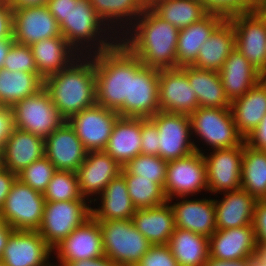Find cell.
<instances>
[{
    "label": "cell",
    "mask_w": 266,
    "mask_h": 266,
    "mask_svg": "<svg viewBox=\"0 0 266 266\" xmlns=\"http://www.w3.org/2000/svg\"><path fill=\"white\" fill-rule=\"evenodd\" d=\"M14 39H2L0 40V69L3 68L4 60L10 50V47L14 43Z\"/></svg>",
    "instance_id": "58"
},
{
    "label": "cell",
    "mask_w": 266,
    "mask_h": 266,
    "mask_svg": "<svg viewBox=\"0 0 266 266\" xmlns=\"http://www.w3.org/2000/svg\"><path fill=\"white\" fill-rule=\"evenodd\" d=\"M62 36L60 26L48 7H28L13 10V39L31 46L39 40Z\"/></svg>",
    "instance_id": "19"
},
{
    "label": "cell",
    "mask_w": 266,
    "mask_h": 266,
    "mask_svg": "<svg viewBox=\"0 0 266 266\" xmlns=\"http://www.w3.org/2000/svg\"><path fill=\"white\" fill-rule=\"evenodd\" d=\"M235 48L232 23L223 20L201 45L197 59L192 65L199 69L219 71Z\"/></svg>",
    "instance_id": "31"
},
{
    "label": "cell",
    "mask_w": 266,
    "mask_h": 266,
    "mask_svg": "<svg viewBox=\"0 0 266 266\" xmlns=\"http://www.w3.org/2000/svg\"><path fill=\"white\" fill-rule=\"evenodd\" d=\"M241 189L256 200H266V151L251 148L243 141Z\"/></svg>",
    "instance_id": "37"
},
{
    "label": "cell",
    "mask_w": 266,
    "mask_h": 266,
    "mask_svg": "<svg viewBox=\"0 0 266 266\" xmlns=\"http://www.w3.org/2000/svg\"><path fill=\"white\" fill-rule=\"evenodd\" d=\"M63 266H120L106 256L97 259L66 262Z\"/></svg>",
    "instance_id": "54"
},
{
    "label": "cell",
    "mask_w": 266,
    "mask_h": 266,
    "mask_svg": "<svg viewBox=\"0 0 266 266\" xmlns=\"http://www.w3.org/2000/svg\"><path fill=\"white\" fill-rule=\"evenodd\" d=\"M160 0H140L141 4L145 9L152 8Z\"/></svg>",
    "instance_id": "62"
},
{
    "label": "cell",
    "mask_w": 266,
    "mask_h": 266,
    "mask_svg": "<svg viewBox=\"0 0 266 266\" xmlns=\"http://www.w3.org/2000/svg\"><path fill=\"white\" fill-rule=\"evenodd\" d=\"M256 9L266 20V0H256Z\"/></svg>",
    "instance_id": "60"
},
{
    "label": "cell",
    "mask_w": 266,
    "mask_h": 266,
    "mask_svg": "<svg viewBox=\"0 0 266 266\" xmlns=\"http://www.w3.org/2000/svg\"><path fill=\"white\" fill-rule=\"evenodd\" d=\"M45 198L18 178L13 182L0 215L13 230H35L40 227Z\"/></svg>",
    "instance_id": "8"
},
{
    "label": "cell",
    "mask_w": 266,
    "mask_h": 266,
    "mask_svg": "<svg viewBox=\"0 0 266 266\" xmlns=\"http://www.w3.org/2000/svg\"><path fill=\"white\" fill-rule=\"evenodd\" d=\"M222 201L214 200L217 230L252 225L256 199L245 190L227 192Z\"/></svg>",
    "instance_id": "29"
},
{
    "label": "cell",
    "mask_w": 266,
    "mask_h": 266,
    "mask_svg": "<svg viewBox=\"0 0 266 266\" xmlns=\"http://www.w3.org/2000/svg\"><path fill=\"white\" fill-rule=\"evenodd\" d=\"M81 54L76 63L43 79V88L66 121L96 104L94 57H86L83 62Z\"/></svg>",
    "instance_id": "2"
},
{
    "label": "cell",
    "mask_w": 266,
    "mask_h": 266,
    "mask_svg": "<svg viewBox=\"0 0 266 266\" xmlns=\"http://www.w3.org/2000/svg\"><path fill=\"white\" fill-rule=\"evenodd\" d=\"M191 129L212 149L239 146L244 138L237 131L231 108L198 107L191 115Z\"/></svg>",
    "instance_id": "10"
},
{
    "label": "cell",
    "mask_w": 266,
    "mask_h": 266,
    "mask_svg": "<svg viewBox=\"0 0 266 266\" xmlns=\"http://www.w3.org/2000/svg\"><path fill=\"white\" fill-rule=\"evenodd\" d=\"M223 20L218 15L207 14L200 21L179 30L176 49L178 67L192 65L196 61L201 45Z\"/></svg>",
    "instance_id": "33"
},
{
    "label": "cell",
    "mask_w": 266,
    "mask_h": 266,
    "mask_svg": "<svg viewBox=\"0 0 266 266\" xmlns=\"http://www.w3.org/2000/svg\"><path fill=\"white\" fill-rule=\"evenodd\" d=\"M166 203L150 208L137 209L132 217L136 229L152 244H168L175 230L172 207Z\"/></svg>",
    "instance_id": "27"
},
{
    "label": "cell",
    "mask_w": 266,
    "mask_h": 266,
    "mask_svg": "<svg viewBox=\"0 0 266 266\" xmlns=\"http://www.w3.org/2000/svg\"><path fill=\"white\" fill-rule=\"evenodd\" d=\"M237 131L245 139L266 115V81L262 79L230 103Z\"/></svg>",
    "instance_id": "26"
},
{
    "label": "cell",
    "mask_w": 266,
    "mask_h": 266,
    "mask_svg": "<svg viewBox=\"0 0 266 266\" xmlns=\"http://www.w3.org/2000/svg\"><path fill=\"white\" fill-rule=\"evenodd\" d=\"M14 128L12 109L0 104V150Z\"/></svg>",
    "instance_id": "50"
},
{
    "label": "cell",
    "mask_w": 266,
    "mask_h": 266,
    "mask_svg": "<svg viewBox=\"0 0 266 266\" xmlns=\"http://www.w3.org/2000/svg\"><path fill=\"white\" fill-rule=\"evenodd\" d=\"M14 127L47 138L66 120L51 101L44 88L17 102L12 108Z\"/></svg>",
    "instance_id": "6"
},
{
    "label": "cell",
    "mask_w": 266,
    "mask_h": 266,
    "mask_svg": "<svg viewBox=\"0 0 266 266\" xmlns=\"http://www.w3.org/2000/svg\"><path fill=\"white\" fill-rule=\"evenodd\" d=\"M91 217L86 200L46 201L38 233L53 248Z\"/></svg>",
    "instance_id": "9"
},
{
    "label": "cell",
    "mask_w": 266,
    "mask_h": 266,
    "mask_svg": "<svg viewBox=\"0 0 266 266\" xmlns=\"http://www.w3.org/2000/svg\"><path fill=\"white\" fill-rule=\"evenodd\" d=\"M208 14L228 20L238 14L251 13L256 9V0H200Z\"/></svg>",
    "instance_id": "44"
},
{
    "label": "cell",
    "mask_w": 266,
    "mask_h": 266,
    "mask_svg": "<svg viewBox=\"0 0 266 266\" xmlns=\"http://www.w3.org/2000/svg\"><path fill=\"white\" fill-rule=\"evenodd\" d=\"M244 140L251 148L266 151V115Z\"/></svg>",
    "instance_id": "52"
},
{
    "label": "cell",
    "mask_w": 266,
    "mask_h": 266,
    "mask_svg": "<svg viewBox=\"0 0 266 266\" xmlns=\"http://www.w3.org/2000/svg\"><path fill=\"white\" fill-rule=\"evenodd\" d=\"M3 68L10 71L38 72L30 46L14 42L4 60Z\"/></svg>",
    "instance_id": "45"
},
{
    "label": "cell",
    "mask_w": 266,
    "mask_h": 266,
    "mask_svg": "<svg viewBox=\"0 0 266 266\" xmlns=\"http://www.w3.org/2000/svg\"><path fill=\"white\" fill-rule=\"evenodd\" d=\"M204 155L208 191L225 193L241 189L243 142L236 147L215 149Z\"/></svg>",
    "instance_id": "16"
},
{
    "label": "cell",
    "mask_w": 266,
    "mask_h": 266,
    "mask_svg": "<svg viewBox=\"0 0 266 266\" xmlns=\"http://www.w3.org/2000/svg\"><path fill=\"white\" fill-rule=\"evenodd\" d=\"M159 69L147 67L130 51L129 99L117 111L121 117L150 118L160 111Z\"/></svg>",
    "instance_id": "5"
},
{
    "label": "cell",
    "mask_w": 266,
    "mask_h": 266,
    "mask_svg": "<svg viewBox=\"0 0 266 266\" xmlns=\"http://www.w3.org/2000/svg\"><path fill=\"white\" fill-rule=\"evenodd\" d=\"M52 248L35 230H13L0 262L4 266H45Z\"/></svg>",
    "instance_id": "18"
},
{
    "label": "cell",
    "mask_w": 266,
    "mask_h": 266,
    "mask_svg": "<svg viewBox=\"0 0 266 266\" xmlns=\"http://www.w3.org/2000/svg\"><path fill=\"white\" fill-rule=\"evenodd\" d=\"M95 12L100 16L104 22L110 21L112 24L119 19L126 21L136 19L146 10L141 4L140 0H89ZM129 16V17H128ZM132 18H131V17ZM127 17V18H126ZM123 18V19H122ZM114 19H116L114 21ZM118 19V20H117ZM129 19V20H128ZM108 20V21H107Z\"/></svg>",
    "instance_id": "40"
},
{
    "label": "cell",
    "mask_w": 266,
    "mask_h": 266,
    "mask_svg": "<svg viewBox=\"0 0 266 266\" xmlns=\"http://www.w3.org/2000/svg\"><path fill=\"white\" fill-rule=\"evenodd\" d=\"M172 207L175 227L209 238L217 230L214 200H183Z\"/></svg>",
    "instance_id": "25"
},
{
    "label": "cell",
    "mask_w": 266,
    "mask_h": 266,
    "mask_svg": "<svg viewBox=\"0 0 266 266\" xmlns=\"http://www.w3.org/2000/svg\"><path fill=\"white\" fill-rule=\"evenodd\" d=\"M160 111L191 115L198 107L195 89L187 77V66L159 69Z\"/></svg>",
    "instance_id": "15"
},
{
    "label": "cell",
    "mask_w": 266,
    "mask_h": 266,
    "mask_svg": "<svg viewBox=\"0 0 266 266\" xmlns=\"http://www.w3.org/2000/svg\"><path fill=\"white\" fill-rule=\"evenodd\" d=\"M30 48L38 74L43 79L66 69L73 62H76L74 61L76 59L75 55L79 57L63 36L39 40L32 44Z\"/></svg>",
    "instance_id": "30"
},
{
    "label": "cell",
    "mask_w": 266,
    "mask_h": 266,
    "mask_svg": "<svg viewBox=\"0 0 266 266\" xmlns=\"http://www.w3.org/2000/svg\"><path fill=\"white\" fill-rule=\"evenodd\" d=\"M92 56L96 75V104L118 111L125 99H129L130 50L119 42Z\"/></svg>",
    "instance_id": "3"
},
{
    "label": "cell",
    "mask_w": 266,
    "mask_h": 266,
    "mask_svg": "<svg viewBox=\"0 0 266 266\" xmlns=\"http://www.w3.org/2000/svg\"><path fill=\"white\" fill-rule=\"evenodd\" d=\"M55 172L56 168L52 162L46 156H43L19 172L17 178L35 191L43 194Z\"/></svg>",
    "instance_id": "43"
},
{
    "label": "cell",
    "mask_w": 266,
    "mask_h": 266,
    "mask_svg": "<svg viewBox=\"0 0 266 266\" xmlns=\"http://www.w3.org/2000/svg\"><path fill=\"white\" fill-rule=\"evenodd\" d=\"M119 117L117 111L95 104L74 114L67 122L88 152L104 151Z\"/></svg>",
    "instance_id": "14"
},
{
    "label": "cell",
    "mask_w": 266,
    "mask_h": 266,
    "mask_svg": "<svg viewBox=\"0 0 266 266\" xmlns=\"http://www.w3.org/2000/svg\"><path fill=\"white\" fill-rule=\"evenodd\" d=\"M101 207L91 208V216L97 221L129 220L137 210L129 196L124 176L120 173L100 193Z\"/></svg>",
    "instance_id": "32"
},
{
    "label": "cell",
    "mask_w": 266,
    "mask_h": 266,
    "mask_svg": "<svg viewBox=\"0 0 266 266\" xmlns=\"http://www.w3.org/2000/svg\"><path fill=\"white\" fill-rule=\"evenodd\" d=\"M159 133L150 118H141V154L159 156Z\"/></svg>",
    "instance_id": "47"
},
{
    "label": "cell",
    "mask_w": 266,
    "mask_h": 266,
    "mask_svg": "<svg viewBox=\"0 0 266 266\" xmlns=\"http://www.w3.org/2000/svg\"><path fill=\"white\" fill-rule=\"evenodd\" d=\"M256 236L252 225L216 230L209 237V257L237 260L255 254Z\"/></svg>",
    "instance_id": "22"
},
{
    "label": "cell",
    "mask_w": 266,
    "mask_h": 266,
    "mask_svg": "<svg viewBox=\"0 0 266 266\" xmlns=\"http://www.w3.org/2000/svg\"><path fill=\"white\" fill-rule=\"evenodd\" d=\"M204 153L194 151L192 154L168 161L164 193L168 201L179 196L183 199L187 195L201 190L208 191L206 165Z\"/></svg>",
    "instance_id": "12"
},
{
    "label": "cell",
    "mask_w": 266,
    "mask_h": 266,
    "mask_svg": "<svg viewBox=\"0 0 266 266\" xmlns=\"http://www.w3.org/2000/svg\"><path fill=\"white\" fill-rule=\"evenodd\" d=\"M121 170L122 166L105 151L87 152L85 161L76 171L81 196L87 198L102 193Z\"/></svg>",
    "instance_id": "21"
},
{
    "label": "cell",
    "mask_w": 266,
    "mask_h": 266,
    "mask_svg": "<svg viewBox=\"0 0 266 266\" xmlns=\"http://www.w3.org/2000/svg\"><path fill=\"white\" fill-rule=\"evenodd\" d=\"M43 88L38 72L0 69V104L12 108L17 102L36 94Z\"/></svg>",
    "instance_id": "36"
},
{
    "label": "cell",
    "mask_w": 266,
    "mask_h": 266,
    "mask_svg": "<svg viewBox=\"0 0 266 266\" xmlns=\"http://www.w3.org/2000/svg\"><path fill=\"white\" fill-rule=\"evenodd\" d=\"M122 167L141 154V118L119 117L104 150Z\"/></svg>",
    "instance_id": "28"
},
{
    "label": "cell",
    "mask_w": 266,
    "mask_h": 266,
    "mask_svg": "<svg viewBox=\"0 0 266 266\" xmlns=\"http://www.w3.org/2000/svg\"><path fill=\"white\" fill-rule=\"evenodd\" d=\"M135 266H179L168 244L151 245Z\"/></svg>",
    "instance_id": "46"
},
{
    "label": "cell",
    "mask_w": 266,
    "mask_h": 266,
    "mask_svg": "<svg viewBox=\"0 0 266 266\" xmlns=\"http://www.w3.org/2000/svg\"><path fill=\"white\" fill-rule=\"evenodd\" d=\"M48 0H8L13 10L47 5Z\"/></svg>",
    "instance_id": "55"
},
{
    "label": "cell",
    "mask_w": 266,
    "mask_h": 266,
    "mask_svg": "<svg viewBox=\"0 0 266 266\" xmlns=\"http://www.w3.org/2000/svg\"><path fill=\"white\" fill-rule=\"evenodd\" d=\"M76 3L77 0H48L46 6L60 25Z\"/></svg>",
    "instance_id": "51"
},
{
    "label": "cell",
    "mask_w": 266,
    "mask_h": 266,
    "mask_svg": "<svg viewBox=\"0 0 266 266\" xmlns=\"http://www.w3.org/2000/svg\"><path fill=\"white\" fill-rule=\"evenodd\" d=\"M218 72L221 77L224 93L230 103L242 97L263 79V74L236 48L227 57L223 67Z\"/></svg>",
    "instance_id": "24"
},
{
    "label": "cell",
    "mask_w": 266,
    "mask_h": 266,
    "mask_svg": "<svg viewBox=\"0 0 266 266\" xmlns=\"http://www.w3.org/2000/svg\"><path fill=\"white\" fill-rule=\"evenodd\" d=\"M168 161L160 156L140 154L131 159L123 168L139 178L149 179L164 188Z\"/></svg>",
    "instance_id": "42"
},
{
    "label": "cell",
    "mask_w": 266,
    "mask_h": 266,
    "mask_svg": "<svg viewBox=\"0 0 266 266\" xmlns=\"http://www.w3.org/2000/svg\"><path fill=\"white\" fill-rule=\"evenodd\" d=\"M44 149L43 138L14 127L0 150L3 168L17 175L31 163L45 156Z\"/></svg>",
    "instance_id": "23"
},
{
    "label": "cell",
    "mask_w": 266,
    "mask_h": 266,
    "mask_svg": "<svg viewBox=\"0 0 266 266\" xmlns=\"http://www.w3.org/2000/svg\"><path fill=\"white\" fill-rule=\"evenodd\" d=\"M188 81L195 89L199 107L230 108L218 71L187 66Z\"/></svg>",
    "instance_id": "34"
},
{
    "label": "cell",
    "mask_w": 266,
    "mask_h": 266,
    "mask_svg": "<svg viewBox=\"0 0 266 266\" xmlns=\"http://www.w3.org/2000/svg\"><path fill=\"white\" fill-rule=\"evenodd\" d=\"M168 246L179 266H204L209 258V238L175 228Z\"/></svg>",
    "instance_id": "35"
},
{
    "label": "cell",
    "mask_w": 266,
    "mask_h": 266,
    "mask_svg": "<svg viewBox=\"0 0 266 266\" xmlns=\"http://www.w3.org/2000/svg\"><path fill=\"white\" fill-rule=\"evenodd\" d=\"M255 253L266 263V244H257Z\"/></svg>",
    "instance_id": "61"
},
{
    "label": "cell",
    "mask_w": 266,
    "mask_h": 266,
    "mask_svg": "<svg viewBox=\"0 0 266 266\" xmlns=\"http://www.w3.org/2000/svg\"><path fill=\"white\" fill-rule=\"evenodd\" d=\"M158 128L159 156L165 161L176 160L192 154L201 153L194 141H189L192 135L189 115L158 111L150 117Z\"/></svg>",
    "instance_id": "11"
},
{
    "label": "cell",
    "mask_w": 266,
    "mask_h": 266,
    "mask_svg": "<svg viewBox=\"0 0 266 266\" xmlns=\"http://www.w3.org/2000/svg\"><path fill=\"white\" fill-rule=\"evenodd\" d=\"M50 262L48 261V263L45 265V266H53V265H51V264H49ZM54 266H56V265H54ZM59 266V265H58ZM60 266H62L61 264H60Z\"/></svg>",
    "instance_id": "64"
},
{
    "label": "cell",
    "mask_w": 266,
    "mask_h": 266,
    "mask_svg": "<svg viewBox=\"0 0 266 266\" xmlns=\"http://www.w3.org/2000/svg\"><path fill=\"white\" fill-rule=\"evenodd\" d=\"M204 266H247V258L237 260H218L209 257Z\"/></svg>",
    "instance_id": "56"
},
{
    "label": "cell",
    "mask_w": 266,
    "mask_h": 266,
    "mask_svg": "<svg viewBox=\"0 0 266 266\" xmlns=\"http://www.w3.org/2000/svg\"><path fill=\"white\" fill-rule=\"evenodd\" d=\"M103 24L106 26L108 25V30L109 28L111 29L109 24H106L101 20L100 16L95 12L89 0H77L76 5H73L71 11L59 26L62 36L76 52L77 50L79 51L80 48L82 49V45H84L83 41H85L86 44L90 41H93L95 43H93V45L95 46V40L97 39L99 43L97 42L98 46L94 48L96 49L98 47V50L93 52L95 54L96 52L100 53L106 51L119 42L116 40L117 36L114 38V40H112V43L108 42L107 38H103V36L102 39H98L100 32L107 30L106 28L102 30L100 26H103ZM115 40L116 43L113 42ZM78 44H81L80 48H78Z\"/></svg>",
    "instance_id": "7"
},
{
    "label": "cell",
    "mask_w": 266,
    "mask_h": 266,
    "mask_svg": "<svg viewBox=\"0 0 266 266\" xmlns=\"http://www.w3.org/2000/svg\"><path fill=\"white\" fill-rule=\"evenodd\" d=\"M263 79L266 81V73L263 75Z\"/></svg>",
    "instance_id": "65"
},
{
    "label": "cell",
    "mask_w": 266,
    "mask_h": 266,
    "mask_svg": "<svg viewBox=\"0 0 266 266\" xmlns=\"http://www.w3.org/2000/svg\"><path fill=\"white\" fill-rule=\"evenodd\" d=\"M247 266H266V263L255 253L247 257Z\"/></svg>",
    "instance_id": "59"
},
{
    "label": "cell",
    "mask_w": 266,
    "mask_h": 266,
    "mask_svg": "<svg viewBox=\"0 0 266 266\" xmlns=\"http://www.w3.org/2000/svg\"><path fill=\"white\" fill-rule=\"evenodd\" d=\"M13 39V9L8 0H0V40Z\"/></svg>",
    "instance_id": "49"
},
{
    "label": "cell",
    "mask_w": 266,
    "mask_h": 266,
    "mask_svg": "<svg viewBox=\"0 0 266 266\" xmlns=\"http://www.w3.org/2000/svg\"><path fill=\"white\" fill-rule=\"evenodd\" d=\"M104 254L120 266H135L152 245L132 219L98 221Z\"/></svg>",
    "instance_id": "4"
},
{
    "label": "cell",
    "mask_w": 266,
    "mask_h": 266,
    "mask_svg": "<svg viewBox=\"0 0 266 266\" xmlns=\"http://www.w3.org/2000/svg\"><path fill=\"white\" fill-rule=\"evenodd\" d=\"M121 174L126 180L129 196L136 209L156 207L168 201L161 185L129 174L123 167Z\"/></svg>",
    "instance_id": "39"
},
{
    "label": "cell",
    "mask_w": 266,
    "mask_h": 266,
    "mask_svg": "<svg viewBox=\"0 0 266 266\" xmlns=\"http://www.w3.org/2000/svg\"><path fill=\"white\" fill-rule=\"evenodd\" d=\"M252 226L257 244H266V200L256 201Z\"/></svg>",
    "instance_id": "48"
},
{
    "label": "cell",
    "mask_w": 266,
    "mask_h": 266,
    "mask_svg": "<svg viewBox=\"0 0 266 266\" xmlns=\"http://www.w3.org/2000/svg\"><path fill=\"white\" fill-rule=\"evenodd\" d=\"M3 169V160H2V155L0 152V171Z\"/></svg>",
    "instance_id": "63"
},
{
    "label": "cell",
    "mask_w": 266,
    "mask_h": 266,
    "mask_svg": "<svg viewBox=\"0 0 266 266\" xmlns=\"http://www.w3.org/2000/svg\"><path fill=\"white\" fill-rule=\"evenodd\" d=\"M44 148L45 156L56 170L74 172L85 161L88 152L67 121L44 139Z\"/></svg>",
    "instance_id": "20"
},
{
    "label": "cell",
    "mask_w": 266,
    "mask_h": 266,
    "mask_svg": "<svg viewBox=\"0 0 266 266\" xmlns=\"http://www.w3.org/2000/svg\"><path fill=\"white\" fill-rule=\"evenodd\" d=\"M43 196L52 202L86 200L80 194L76 172L64 170H56Z\"/></svg>",
    "instance_id": "41"
},
{
    "label": "cell",
    "mask_w": 266,
    "mask_h": 266,
    "mask_svg": "<svg viewBox=\"0 0 266 266\" xmlns=\"http://www.w3.org/2000/svg\"><path fill=\"white\" fill-rule=\"evenodd\" d=\"M140 16L132 27L136 26L130 39L123 37L121 42L147 67L179 68L176 64L179 30L151 9Z\"/></svg>",
    "instance_id": "1"
},
{
    "label": "cell",
    "mask_w": 266,
    "mask_h": 266,
    "mask_svg": "<svg viewBox=\"0 0 266 266\" xmlns=\"http://www.w3.org/2000/svg\"><path fill=\"white\" fill-rule=\"evenodd\" d=\"M150 9L178 30L200 21L208 14L200 0H160Z\"/></svg>",
    "instance_id": "38"
},
{
    "label": "cell",
    "mask_w": 266,
    "mask_h": 266,
    "mask_svg": "<svg viewBox=\"0 0 266 266\" xmlns=\"http://www.w3.org/2000/svg\"><path fill=\"white\" fill-rule=\"evenodd\" d=\"M17 178V175L10 172L8 169L3 168L0 171V209L3 207V204L10 192V188Z\"/></svg>",
    "instance_id": "53"
},
{
    "label": "cell",
    "mask_w": 266,
    "mask_h": 266,
    "mask_svg": "<svg viewBox=\"0 0 266 266\" xmlns=\"http://www.w3.org/2000/svg\"><path fill=\"white\" fill-rule=\"evenodd\" d=\"M13 229L5 222V220L0 215V260L3 253V250L7 244V240Z\"/></svg>",
    "instance_id": "57"
},
{
    "label": "cell",
    "mask_w": 266,
    "mask_h": 266,
    "mask_svg": "<svg viewBox=\"0 0 266 266\" xmlns=\"http://www.w3.org/2000/svg\"><path fill=\"white\" fill-rule=\"evenodd\" d=\"M234 28L235 47L263 75L266 73V20L255 9L228 19Z\"/></svg>",
    "instance_id": "13"
},
{
    "label": "cell",
    "mask_w": 266,
    "mask_h": 266,
    "mask_svg": "<svg viewBox=\"0 0 266 266\" xmlns=\"http://www.w3.org/2000/svg\"><path fill=\"white\" fill-rule=\"evenodd\" d=\"M54 249L62 266L66 262L104 257L99 222L91 216L55 245L52 250Z\"/></svg>",
    "instance_id": "17"
}]
</instances>
